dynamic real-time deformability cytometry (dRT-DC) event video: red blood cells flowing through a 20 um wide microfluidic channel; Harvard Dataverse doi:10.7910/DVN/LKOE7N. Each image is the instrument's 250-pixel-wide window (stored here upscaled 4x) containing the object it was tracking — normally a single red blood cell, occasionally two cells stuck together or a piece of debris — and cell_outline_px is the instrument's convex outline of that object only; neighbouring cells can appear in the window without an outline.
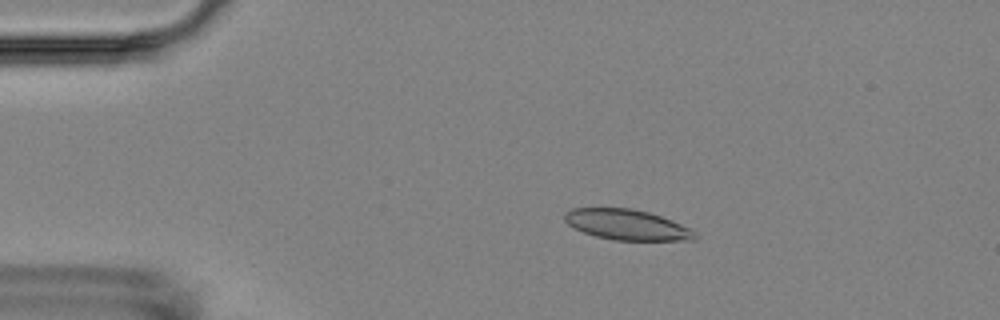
{"species": "Egyptian fruit bat (a non-hibernating species)", "species_latin": "Rousettus aegyptiacus", "temperature_condition": "room temperature", "stored_images_in_passage": 9, "camera_frame_rate_fps": 3000, "um_per_image_px": 0.085, "animal": {"sex": "female"}, "frame": {"image": 1, "passage_image": 4, "time_ms": 3.333, "image_size_px": [1000, 320], "cell_outline_px": [[696, 240], [612, 240], [596, 236], [584, 232], [568, 224], [564, 220], [564, 212], [572, 208], [632, 208], [648, 212], [672, 220], [692, 228], [696, 232]], "centroid_in_image_um": [53.31, 19.1], "position_along_channel_um": 31.7, "area_um2": 23.18}}
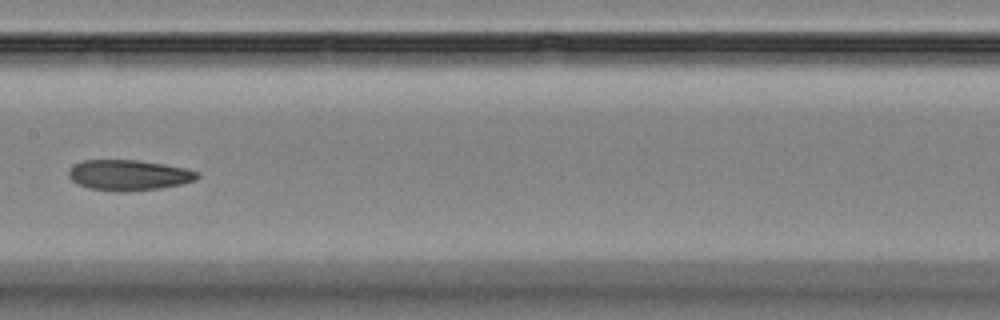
{"frame": {"image": 2, "passage_image": 9, "time_ms": 9.333, "image_size_px": [1000, 320], "cell_outline_px": [[200, 176], [196, 180], [180, 184], [160, 188], [128, 192], [116, 192], [88, 188], [72, 180], [68, 176], [68, 172], [76, 164], [84, 160], [136, 160], [164, 164], [184, 168], [200, 172]], "centroid_in_image_um": [10.97, 14.89], "position_along_channel_um": 196.4, "area_um2": 22.89}}